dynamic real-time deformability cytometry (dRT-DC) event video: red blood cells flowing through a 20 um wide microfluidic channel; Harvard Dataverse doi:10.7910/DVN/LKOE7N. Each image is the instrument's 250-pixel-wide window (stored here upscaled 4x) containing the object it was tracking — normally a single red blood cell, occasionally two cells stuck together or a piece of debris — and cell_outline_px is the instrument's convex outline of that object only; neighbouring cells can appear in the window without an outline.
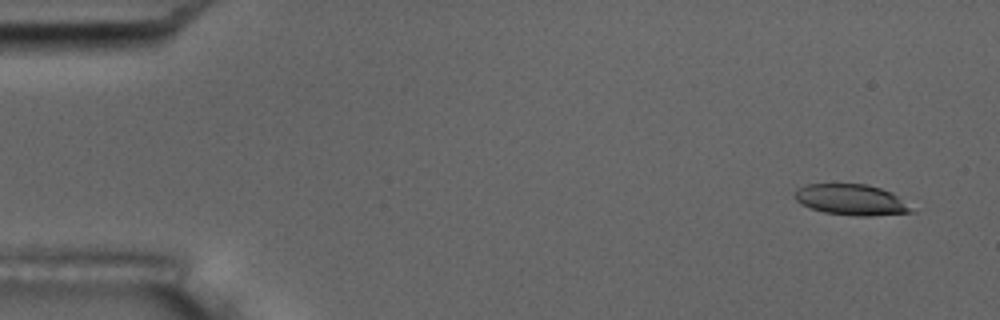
{"species": "common noctule bat (a hibernating species)", "species_latin": "Nyctalus noctula", "temperature_condition": "room temperature", "stored_images_in_passage": 5, "camera_frame_rate_fps": 3000, "um_per_image_px": 0.085, "animal": {"sex": "male", "body_mass_g": 17.5, "forearm_length_mm": 52.3}, "frame": {"image": 1, "passage_image": 1, "time_ms": 0.0, "image_size_px": [1000, 320], "cell_outline_px": [[916, 212], [872, 216], [856, 216], [824, 212], [800, 204], [792, 196], [796, 188], [804, 184], [868, 184], [892, 192]], "centroid_in_image_um": [72.31, 16.97], "position_along_channel_um": 12.7, "area_um2": 21.1}}